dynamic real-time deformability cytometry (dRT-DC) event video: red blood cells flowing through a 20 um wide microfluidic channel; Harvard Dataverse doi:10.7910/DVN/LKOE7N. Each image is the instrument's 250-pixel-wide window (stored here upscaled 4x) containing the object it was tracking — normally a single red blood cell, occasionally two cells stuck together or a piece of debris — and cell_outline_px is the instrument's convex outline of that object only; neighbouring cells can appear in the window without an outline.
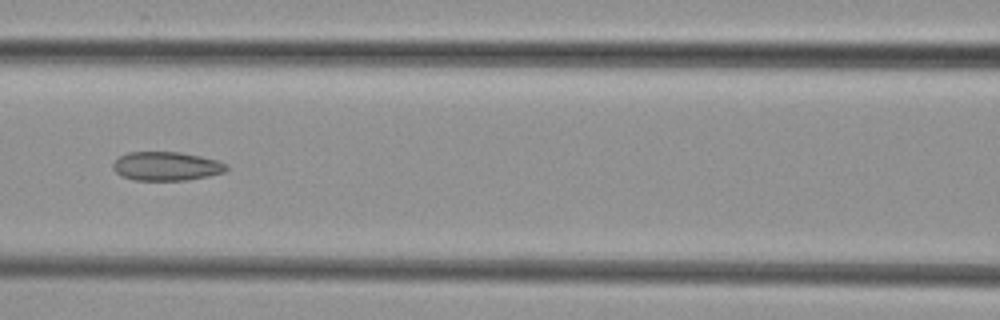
{"species": "common noctule bat (a hibernating species)", "species_latin": "Nyctalus noctula", "temperature_condition": "cold", "stored_images_in_passage": 5, "camera_frame_rate_fps": 3000, "um_per_image_px": 0.085, "animal": {"sex": "female", "body_mass_g": 29.2, "forearm_length_mm": 56.3}, "frame": {"image": 1, "passage_image": 5, "time_ms": 4.667, "image_size_px": [1000, 320], "cell_outline_px": [[228, 168], [224, 172], [208, 176], [188, 180], [136, 180], [120, 176], [112, 168], [112, 164], [120, 156], [128, 152], [180, 152], [200, 156], [216, 160], [228, 164]], "centroid_in_image_um": [14.14, 14.13], "position_along_channel_um": 152.5, "area_um2": 19.07}}